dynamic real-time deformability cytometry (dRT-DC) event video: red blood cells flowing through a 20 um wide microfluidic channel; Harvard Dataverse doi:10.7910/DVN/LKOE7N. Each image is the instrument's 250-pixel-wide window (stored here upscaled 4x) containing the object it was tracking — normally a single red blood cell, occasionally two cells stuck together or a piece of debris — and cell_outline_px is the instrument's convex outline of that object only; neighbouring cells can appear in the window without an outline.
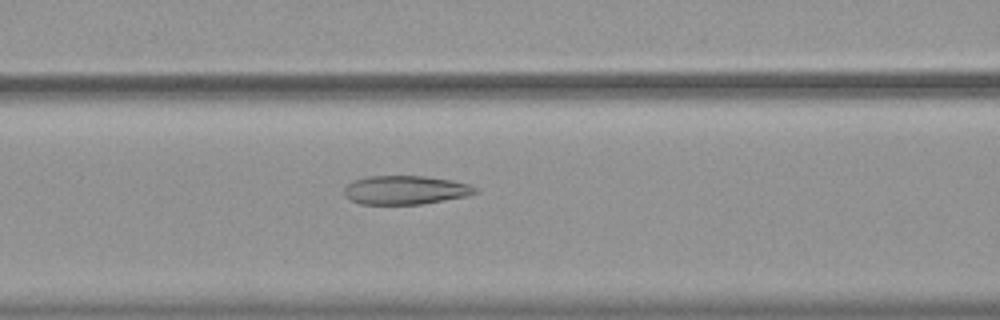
{"species": "common noctule bat (a hibernating species)", "species_latin": "Nyctalus noctula", "temperature_condition": "warm", "stored_images_in_passage": 55, "camera_frame_rate_fps": 3000, "um_per_image_px": 0.085, "animal": {"sex": "female", "body_mass_g": 19.9}, "frame": {"image": 1, "passage_image": 24, "time_ms": 7.667, "image_size_px": [1000, 320], "cell_outline_px": [[480, 192], [468, 196], [420, 204], [360, 204], [348, 200], [344, 196], [344, 188], [352, 180], [368, 176], [424, 176], [452, 180], [468, 184], [476, 188]], "centroid_in_image_um": [34.43, 16.15], "position_along_channel_um": 132.2, "area_um2": 22.14}}
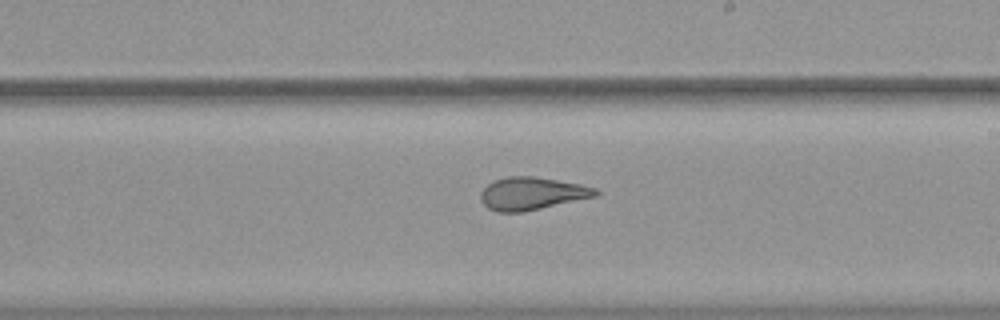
{"frame": {"image": 2, "passage_image": 33, "time_ms": 10.667, "image_size_px": [1000, 320], "cell_outline_px": [[600, 192], [596, 196], [524, 212], [496, 212], [488, 208], [480, 200], [480, 192], [488, 184], [496, 180], [508, 176], [536, 176], [580, 184], [596, 188]], "centroid_in_image_um": [45.2, 16.45], "position_along_channel_um": 243.8, "area_um2": 21.91}}
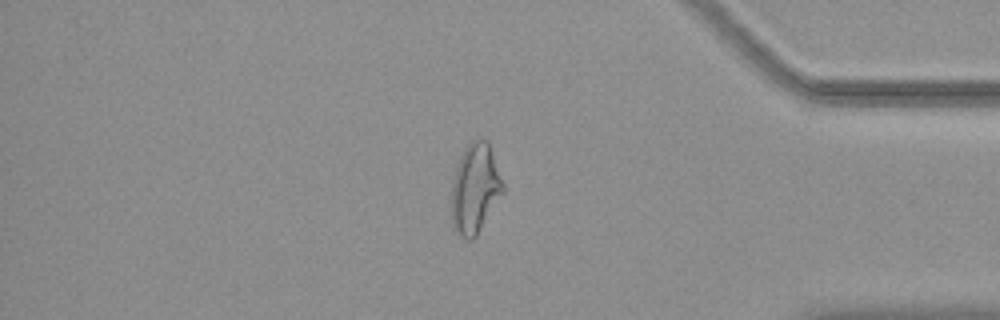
{"frame": {"image": 3, "passage_image": 47, "time_ms": 15.333, "image_size_px": [1000, 320], "cell_outline_px": [[504, 192], [476, 236], [472, 240], [468, 240], [452, 232], [452, 180], [460, 156], [464, 148], [472, 140], [480, 136], [488, 140], [504, 184]], "centroid_in_image_um": [40.38, 16.02], "position_along_channel_um": 394.8, "area_um2": 27.28}, "authors_computed_cell_mechanics": {"area_um2": 27.2238, "velocity_mm_per_s": 3.7418, "shape_relaxation_time_tau1_ms": 8.5695, "shape_relaxation_time_tau2_ms": 1.7133, "deformation_change_tau1": 0.2419, "deformation_change_tau2": 0.0959}}